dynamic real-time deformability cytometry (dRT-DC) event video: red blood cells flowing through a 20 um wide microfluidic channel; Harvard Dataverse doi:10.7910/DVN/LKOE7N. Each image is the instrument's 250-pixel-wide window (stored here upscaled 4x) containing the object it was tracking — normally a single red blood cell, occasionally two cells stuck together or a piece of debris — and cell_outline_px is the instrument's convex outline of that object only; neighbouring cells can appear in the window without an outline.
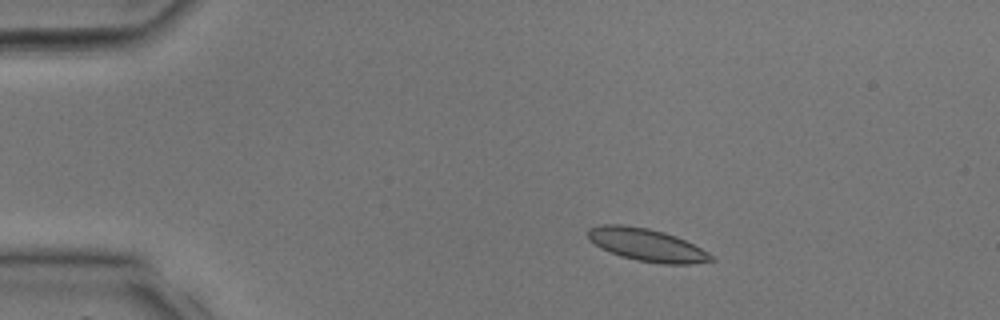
{"species": "common noctule bat (a hibernating species)", "species_latin": "Nyctalus noctula", "temperature_condition": "room temperature", "stored_images_in_passage": 34, "camera_frame_rate_fps": 3000, "um_per_image_px": 0.085, "animal": {"sex": "male", "body_mass_g": 17.9, "forearm_length_mm": 54.2}, "frame": {"image": 1, "passage_image": 6, "time_ms": 1.667, "image_size_px": [1000, 320], "cell_outline_px": [[716, 260], [688, 264], [664, 264], [636, 260], [620, 256], [588, 240], [588, 228], [600, 224], [620, 224], [648, 228], [664, 232], [676, 236], [708, 252]], "centroid_in_image_um": [54.96, 20.81], "position_along_channel_um": 30.0, "area_um2": 23.18}}
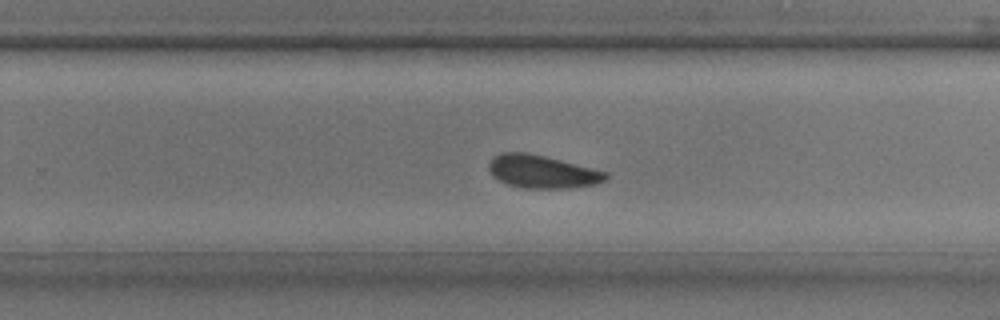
{"frame": {"image": 2, "passage_image": 22, "time_ms": 7.0, "image_size_px": [1000, 320], "cell_outline_px": [[608, 176], [604, 180], [596, 184], [572, 188], [520, 188], [508, 184], [492, 176], [488, 168], [488, 164], [492, 156], [500, 152], [528, 152], [608, 172]], "centroid_in_image_um": [46.04, 14.59], "position_along_channel_um": 283.8, "area_um2": 22.54}}
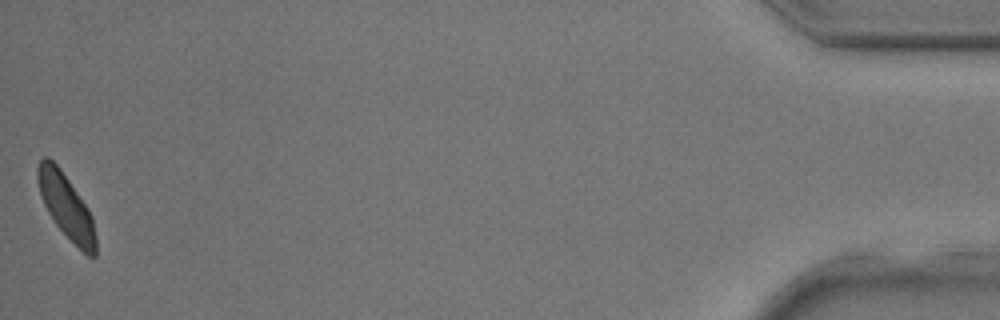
{"frame": {"image": 3, "passage_image": 34, "time_ms": 11.0, "image_size_px": [1000, 320], "cell_outline_px": [[96, 256], [88, 256], [56, 224], [48, 212], [44, 204], [36, 180], [36, 168], [40, 160], [44, 156], [48, 156], [60, 168], [88, 208], [92, 216], [96, 236]], "centroid_in_image_um": [5.61, 17.49], "position_along_channel_um": 429.6, "area_um2": 21.44}}